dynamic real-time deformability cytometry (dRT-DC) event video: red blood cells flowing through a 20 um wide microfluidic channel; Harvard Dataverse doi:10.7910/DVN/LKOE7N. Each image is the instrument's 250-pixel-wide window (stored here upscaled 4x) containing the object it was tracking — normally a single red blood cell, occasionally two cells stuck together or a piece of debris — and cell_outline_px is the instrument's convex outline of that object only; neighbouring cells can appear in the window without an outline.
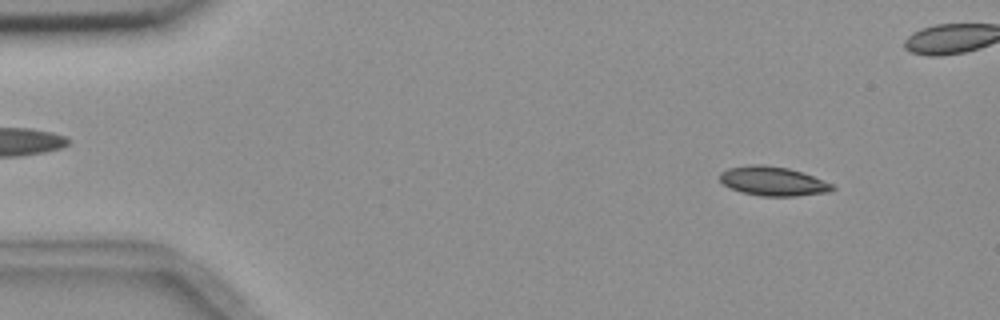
{"species": "common noctule bat (a hibernating species)", "species_latin": "Nyctalus noctula", "temperature_condition": "room temperature", "stored_images_in_passage": 10, "segment_of_instrument_passage": [1, 2], "camera_frame_rate_fps": 3000, "um_per_image_px": 0.085, "animal": {"sex": "female", "body_mass_g": 18.4}, "frame": {"image": 1, "passage_image": 2, "time_ms": 1.0, "image_size_px": [1000, 320], "cell_outline_px": [[836, 188], [828, 192], [796, 196], [760, 196], [740, 192], [724, 184], [720, 180], [720, 172], [728, 168], [752, 164], [764, 164], [788, 168], [804, 172], [832, 184]], "centroid_in_image_um": [65.7, 15.39], "position_along_channel_um": 19.3, "area_um2": 19.19}}
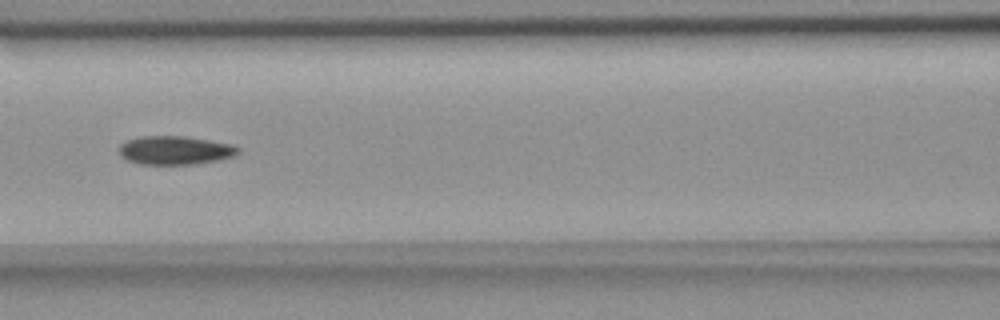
{"frame": {"image": 2, "passage_image": 7, "time_ms": 7.0, "image_size_px": [1000, 320], "cell_outline_px": [[240, 152], [236, 156], [220, 160], [196, 164], [140, 164], [128, 160], [120, 156], [120, 144], [128, 140], [140, 136], [184, 136], [232, 144], [240, 148]], "centroid_in_image_um": [14.92, 12.78], "position_along_channel_um": 151.7, "area_um2": 19.94}}
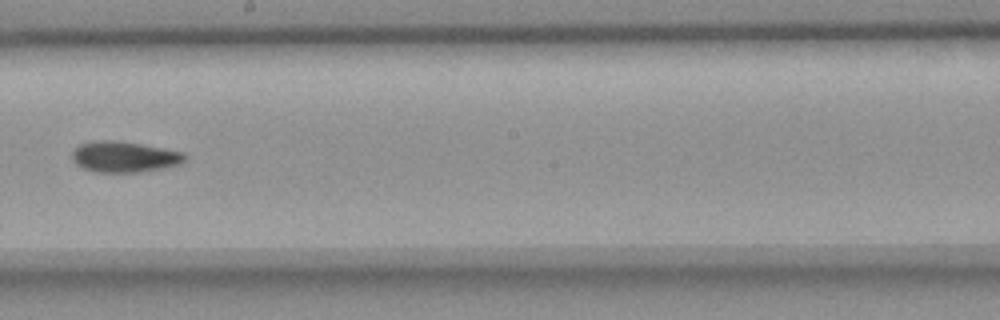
{"frame": {"image": 3, "passage_image": 9, "time_ms": 9.333, "image_size_px": [1000, 320], "cell_outline_px": [[188, 156], [180, 164], [160, 168], [136, 172], [96, 172], [84, 168], [76, 164], [72, 160], [72, 152], [80, 144], [100, 140], [112, 140], [140, 144], [184, 152]], "centroid_in_image_um": [10.56, 13.33], "position_along_channel_um": 237.6, "area_um2": 20.0}}